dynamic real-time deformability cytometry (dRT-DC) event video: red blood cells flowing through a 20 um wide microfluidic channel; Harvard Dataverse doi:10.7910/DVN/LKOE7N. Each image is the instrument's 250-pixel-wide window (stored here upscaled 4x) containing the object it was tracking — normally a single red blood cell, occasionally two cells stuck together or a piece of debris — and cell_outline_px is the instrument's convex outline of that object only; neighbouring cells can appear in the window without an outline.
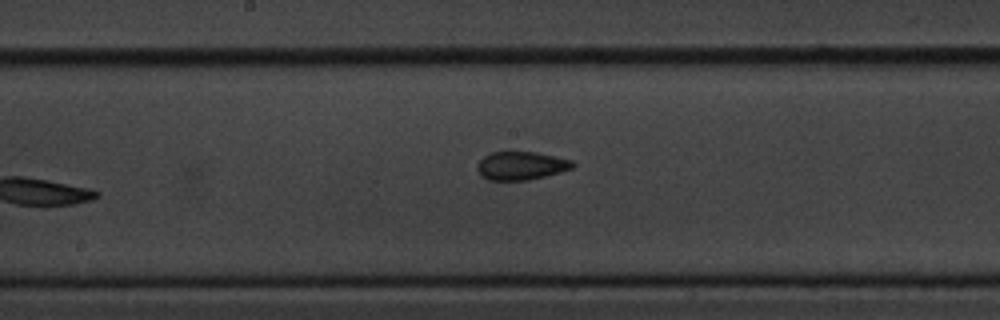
{"species": "common noctule bat (a hibernating species)", "species_latin": "Nyctalus noctula", "temperature_condition": "cold", "stored_images_in_passage": 7, "camera_frame_rate_fps": 3000, "um_per_image_px": 0.085, "animal": {"sex": "male", "body_mass_g": 20.1, "forearm_length_mm": 53.5}, "frame": {"image": 1, "passage_image": 6, "time_ms": 6.667, "image_size_px": [1000, 320], "cell_outline_px": [[576, 164], [572, 168], [560, 172], [528, 180], [488, 180], [476, 168], [476, 164], [484, 156], [492, 152], [536, 152], [572, 160]], "centroid_in_image_um": [44.3, 14.08], "position_along_channel_um": 203.9, "area_um2": 15.61}}